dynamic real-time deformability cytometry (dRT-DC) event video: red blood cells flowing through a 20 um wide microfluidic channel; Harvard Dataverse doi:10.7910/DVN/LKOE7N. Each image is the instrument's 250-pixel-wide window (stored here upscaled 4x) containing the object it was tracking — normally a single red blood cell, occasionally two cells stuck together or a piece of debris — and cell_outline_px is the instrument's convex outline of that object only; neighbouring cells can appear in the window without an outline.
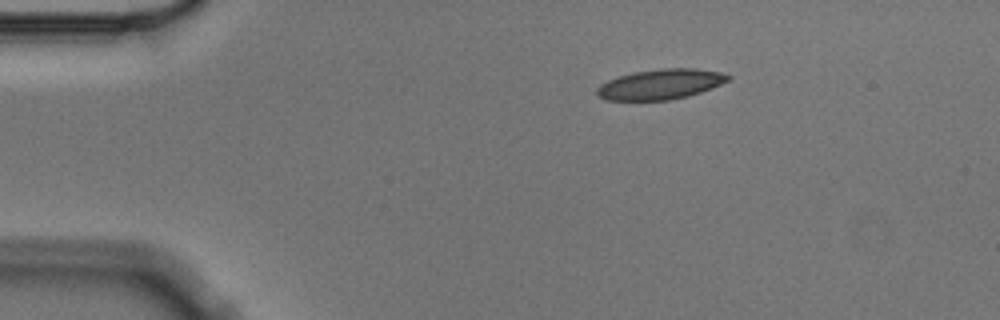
{"species": "Egyptian fruit bat (a non-hibernating species)", "species_latin": "Rousettus aegyptiacus", "temperature_condition": "cold", "stored_images_in_passage": 5, "camera_frame_rate_fps": 3000, "um_per_image_px": 0.085, "animal": {"sex": "male"}, "frame": {"image": 1, "passage_image": 1, "time_ms": 0.0, "image_size_px": [1000, 320], "cell_outline_px": [[732, 80], [712, 88], [688, 96], [668, 100], [608, 100], [596, 96], [596, 88], [600, 84], [608, 80], [620, 76], [636, 72], [660, 68], [696, 68], [720, 72], [732, 76]], "centroid_in_image_um": [56.17, 7.16], "position_along_channel_um": 28.8, "area_um2": 23.18}}
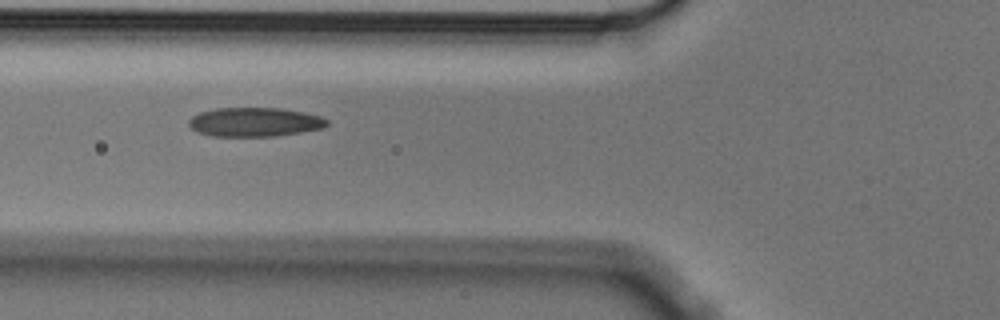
{"frame": {"image": 2, "passage_image": 4, "time_ms": 1.0, "image_size_px": [1000, 320], "cell_outline_px": [[328, 124], [324, 128], [276, 136], [212, 136], [196, 132], [188, 124], [188, 120], [192, 116], [200, 112], [216, 108], [280, 108], [304, 112], [320, 116], [328, 120]], "centroid_in_image_um": [21.64, 10.37], "position_along_channel_um": 104.2, "area_um2": 23.47}}
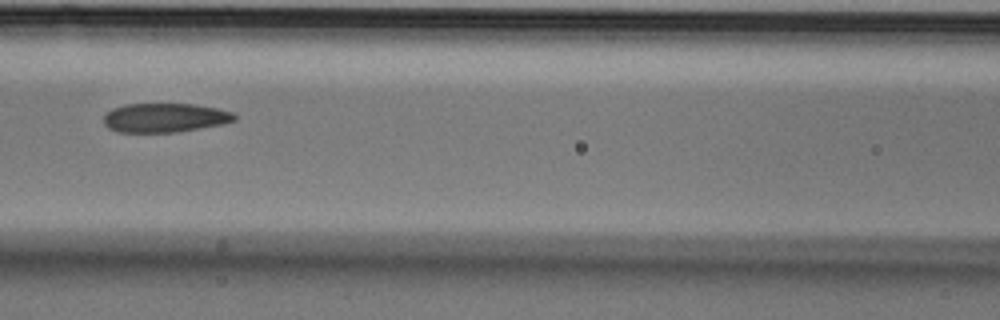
{"frame": {"image": 3, "passage_image": 5, "time_ms": 1.333, "image_size_px": [1000, 320], "cell_outline_px": [[236, 120], [224, 124], [176, 132], [116, 132], [108, 128], [104, 124], [104, 116], [112, 108], [124, 104], [192, 104], [216, 108], [232, 112], [236, 116]], "centroid_in_image_um": [14.0, 10.01], "position_along_channel_um": 152.6, "area_um2": 22.2}}